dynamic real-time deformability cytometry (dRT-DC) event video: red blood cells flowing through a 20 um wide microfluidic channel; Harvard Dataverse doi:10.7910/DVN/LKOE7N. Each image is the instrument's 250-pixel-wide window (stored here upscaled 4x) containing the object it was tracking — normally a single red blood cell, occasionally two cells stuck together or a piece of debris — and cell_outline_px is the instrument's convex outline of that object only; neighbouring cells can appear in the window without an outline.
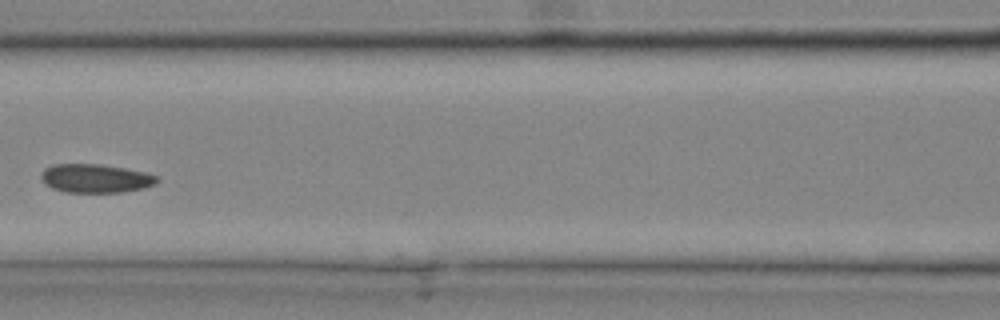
{"species": "common noctule bat (a hibernating species)", "species_latin": "Nyctalus noctula", "temperature_condition": "cold", "stored_images_in_passage": 34, "camera_frame_rate_fps": 3000, "um_per_image_px": 0.085, "animal": {"sex": "male", "body_mass_g": 20.4}, "frame": {"image": 1, "passage_image": 15, "time_ms": 4.667, "image_size_px": [1000, 320], "cell_outline_px": [[160, 180], [156, 184], [144, 188], [120, 192], [64, 192], [52, 188], [40, 176], [44, 168], [52, 164], [100, 164], [124, 168], [144, 172], [160, 176]], "centroid_in_image_um": [8.16, 15.16], "position_along_channel_um": 158.4, "area_um2": 19.36}}